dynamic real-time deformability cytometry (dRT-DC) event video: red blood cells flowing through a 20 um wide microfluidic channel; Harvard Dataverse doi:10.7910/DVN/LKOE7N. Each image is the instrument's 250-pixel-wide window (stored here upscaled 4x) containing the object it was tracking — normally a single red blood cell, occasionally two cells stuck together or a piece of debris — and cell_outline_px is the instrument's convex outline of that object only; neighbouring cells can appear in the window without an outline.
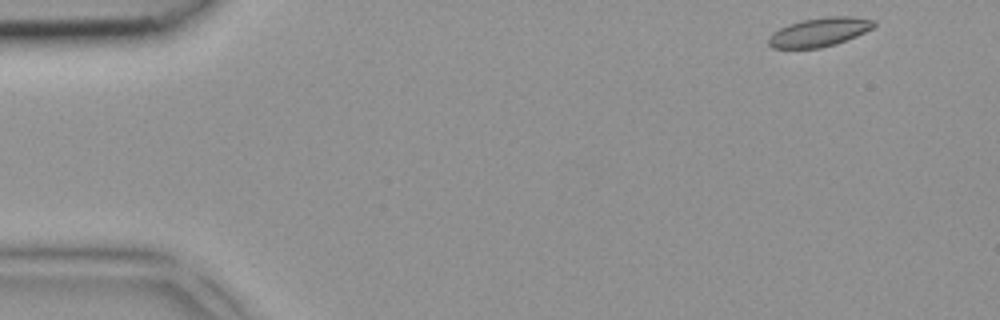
{"species": "common noctule bat (a hibernating species)", "species_latin": "Nyctalus noctula", "temperature_condition": "room temperature", "stored_images_in_passage": 4, "camera_frame_rate_fps": 3000, "um_per_image_px": 0.085, "animal": {"sex": "female", "body_mass_g": 18.4}, "frame": {"image": 1, "passage_image": 1, "time_ms": 0.0, "image_size_px": [1000, 320], "cell_outline_px": [[876, 24], [872, 28], [856, 36], [836, 44], [820, 48], [772, 48], [768, 44], [768, 40], [772, 32], [788, 24], [800, 20], [828, 16], [852, 16], [876, 20]], "centroid_in_image_um": [69.65, 2.72], "position_along_channel_um": 15.4, "area_um2": 17.8}}